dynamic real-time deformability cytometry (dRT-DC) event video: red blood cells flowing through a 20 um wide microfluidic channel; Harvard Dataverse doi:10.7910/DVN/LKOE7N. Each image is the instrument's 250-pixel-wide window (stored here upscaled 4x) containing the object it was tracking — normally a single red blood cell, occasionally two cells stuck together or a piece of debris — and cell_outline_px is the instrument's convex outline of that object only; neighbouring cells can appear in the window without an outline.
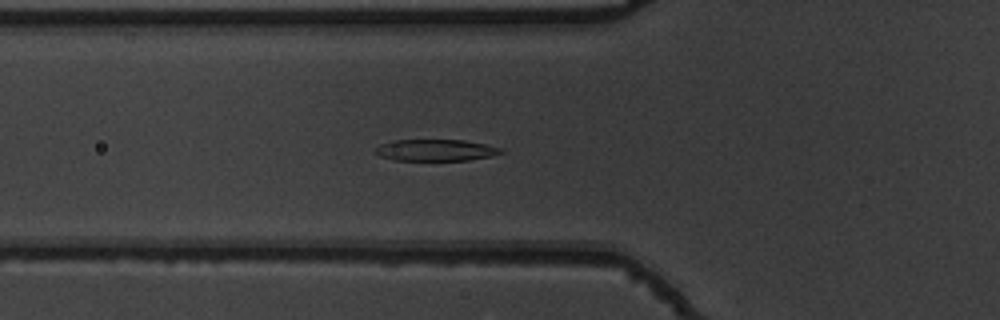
{"species": "common noctule bat (a hibernating species)", "species_latin": "Nyctalus noctula", "temperature_condition": "warm", "stored_images_in_passage": 44, "camera_frame_rate_fps": 3000, "um_per_image_px": 0.085, "animal": {"sex": "male", "body_mass_g": 19.5, "forearm_length_mm": 54.6}, "frame": {"image": 1, "passage_image": 10, "time_ms": 3.0, "image_size_px": [1000, 320], "cell_outline_px": [[504, 152], [492, 156], [468, 160], [396, 160], [380, 156], [376, 152], [376, 148], [380, 144], [392, 140], [464, 140], [504, 148]], "centroid_in_image_um": [37.07, 12.76], "position_along_channel_um": 88.7, "area_um2": 15.72}}
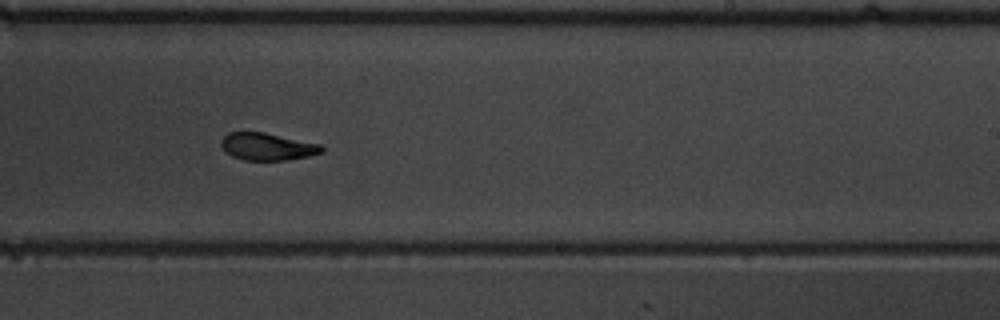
{"frame": {"image": 2, "passage_image": 24, "time_ms": 7.667, "image_size_px": [1000, 320], "cell_outline_px": [[324, 152], [308, 156], [288, 160], [244, 160], [232, 156], [220, 144], [220, 140], [228, 132], [264, 132], [320, 144], [324, 148]], "centroid_in_image_um": [22.73, 12.46], "position_along_channel_um": 266.3, "area_um2": 15.95}}
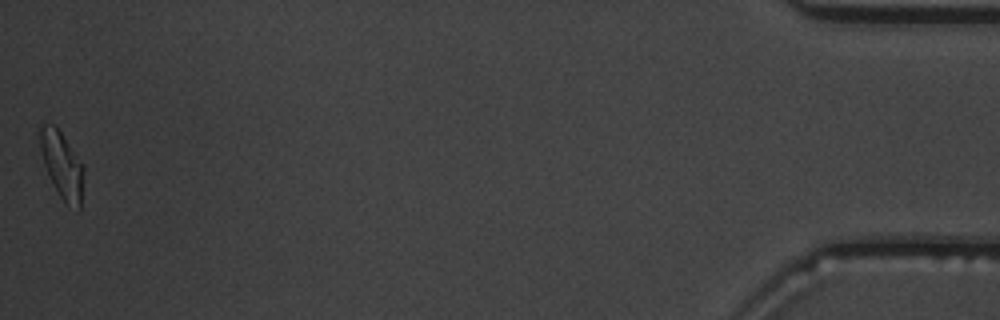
{"frame": {"image": 3, "passage_image": 44, "time_ms": 14.333, "image_size_px": [1000, 320], "cell_outline_px": [[84, 168], [80, 208], [76, 212], [68, 208], [64, 204], [44, 164], [36, 132], [44, 124], [52, 124], [60, 132], [84, 164]], "centroid_in_image_um": [5.27, 14.06], "position_along_channel_um": 429.9, "area_um2": 17.11}, "authors_computed_cell_mechanics": {"area_um2": 17.1088, "velocity_mm_per_s": 3.8024, "shape_relaxation_time_tau1_ms": 4.0073, "shape_relaxation_time_tau2_ms": 1.7541, "deformation_change_tau1": 0.1936, "deformation_change_tau2": 0.0837}}